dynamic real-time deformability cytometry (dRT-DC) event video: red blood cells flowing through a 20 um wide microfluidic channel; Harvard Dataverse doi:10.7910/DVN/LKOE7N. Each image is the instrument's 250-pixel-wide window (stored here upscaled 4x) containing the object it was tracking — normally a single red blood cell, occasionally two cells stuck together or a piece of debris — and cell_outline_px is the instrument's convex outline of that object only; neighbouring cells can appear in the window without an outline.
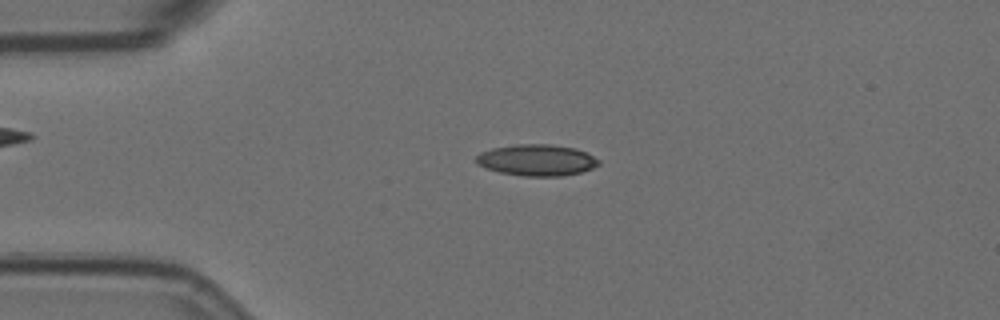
{"species": "Egyptian fruit bat (a non-hibernating species)", "species_latin": "Rousettus aegyptiacus", "temperature_condition": "room temperature", "stored_images_in_passage": 55, "camera_frame_rate_fps": 3000, "um_per_image_px": 0.085, "animal": {"sex": "female"}, "frame": {"image": 1, "passage_image": 12, "time_ms": 3.667, "image_size_px": [1000, 320], "cell_outline_px": [[600, 164], [592, 168], [580, 172], [560, 176], [524, 176], [500, 172], [476, 164], [476, 156], [480, 152], [492, 148], [516, 144], [548, 144], [576, 148], [600, 160]], "centroid_in_image_um": [45.61, 13.6], "position_along_channel_um": 39.4, "area_um2": 22.25}}
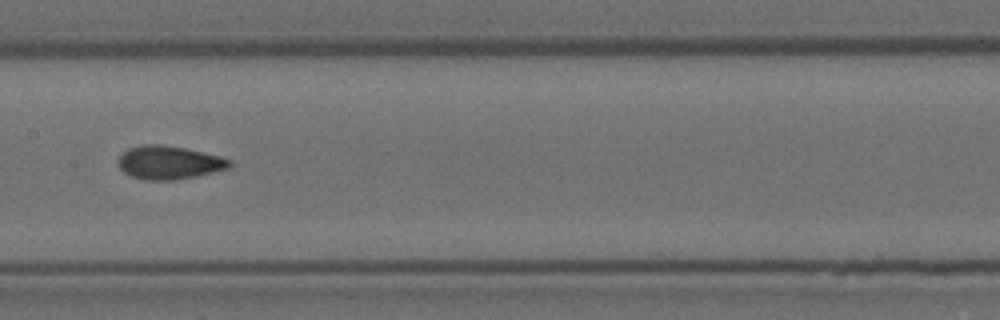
{"frame": {"image": 2, "passage_image": 27, "time_ms": 8.667, "image_size_px": [1000, 320], "cell_outline_px": [[232, 164], [228, 168], [196, 176], [176, 180], [144, 180], [132, 176], [124, 172], [120, 168], [120, 156], [128, 148], [144, 144], [160, 144], [184, 148], [220, 156], [232, 160]], "centroid_in_image_um": [14.39, 13.82], "position_along_channel_um": 193.0, "area_um2": 21.44}}
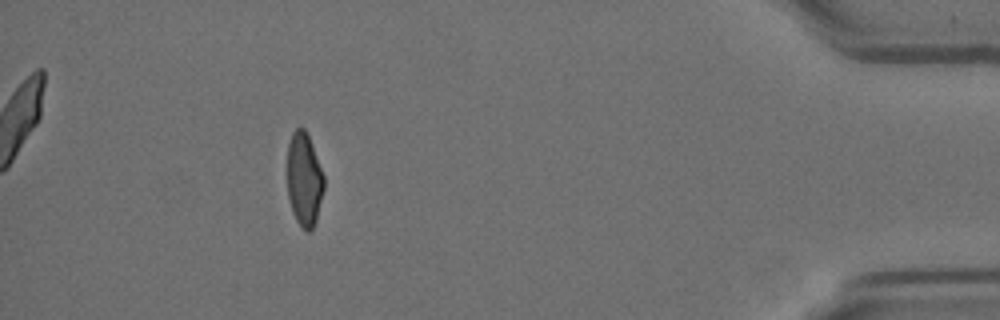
{"frame": {"image": 3, "passage_image": 50, "time_ms": 16.333, "image_size_px": [1000, 320], "cell_outline_px": [[324, 188], [316, 220], [312, 228], [308, 232], [296, 220], [292, 212], [288, 196], [288, 144], [292, 132], [296, 128], [304, 128], [308, 136], [324, 176]], "centroid_in_image_um": [25.85, 15.25], "position_along_channel_um": 409.4, "area_um2": 19.65}, "authors_computed_cell_mechanics": {"area_um2": 21.2126, "velocity_mm_per_s": 3.5965, "shape_relaxation_time_tau1_ms": null, "shape_relaxation_time_tau2_ms": 1.609, "deformation_change_tau1": null, "deformation_change_tau2": 0.0831}}